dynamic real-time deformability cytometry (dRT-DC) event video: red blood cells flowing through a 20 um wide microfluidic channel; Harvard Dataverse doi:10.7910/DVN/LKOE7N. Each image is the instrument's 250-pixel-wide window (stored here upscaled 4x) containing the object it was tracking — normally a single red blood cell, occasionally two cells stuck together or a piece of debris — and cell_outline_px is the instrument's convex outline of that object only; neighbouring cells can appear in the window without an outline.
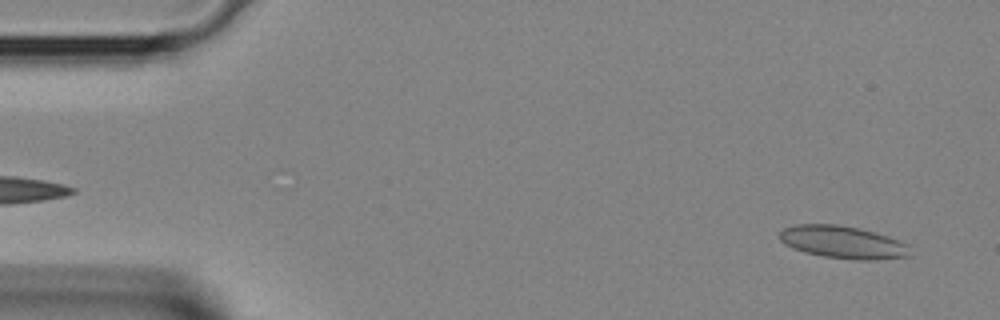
{"species": "Egyptian fruit bat (a non-hibernating species)", "species_latin": "Rousettus aegyptiacus", "temperature_condition": "room temperature", "stored_images_in_passage": 11, "camera_frame_rate_fps": 3000, "um_per_image_px": 0.085, "animal": {"sex": "female"}, "frame": {"image": 1, "passage_image": 2, "time_ms": 0.333, "image_size_px": [1000, 320], "cell_outline_px": [[912, 256], [872, 260], [860, 260], [824, 256], [804, 252], [792, 248], [784, 244], [780, 240], [780, 232], [784, 228], [796, 224], [836, 224], [860, 228], [876, 232], [888, 236], [908, 244]], "centroid_in_image_um": [71.66, 20.58], "position_along_channel_um": 13.3, "area_um2": 24.85}}
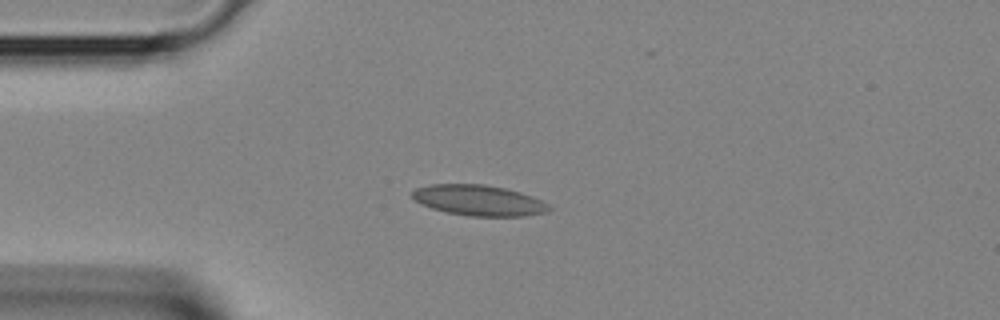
{"frame": {"image": 2, "passage_image": 9, "time_ms": 2.667, "image_size_px": [1000, 320], "cell_outline_px": [[552, 208], [548, 212], [524, 216], [468, 216], [448, 212], [432, 208], [420, 204], [412, 196], [412, 192], [416, 188], [428, 184], [484, 184], [504, 188], [520, 192], [532, 196], [548, 204]], "centroid_in_image_um": [40.7, 17.03], "position_along_channel_um": 44.3, "area_um2": 24.39}}